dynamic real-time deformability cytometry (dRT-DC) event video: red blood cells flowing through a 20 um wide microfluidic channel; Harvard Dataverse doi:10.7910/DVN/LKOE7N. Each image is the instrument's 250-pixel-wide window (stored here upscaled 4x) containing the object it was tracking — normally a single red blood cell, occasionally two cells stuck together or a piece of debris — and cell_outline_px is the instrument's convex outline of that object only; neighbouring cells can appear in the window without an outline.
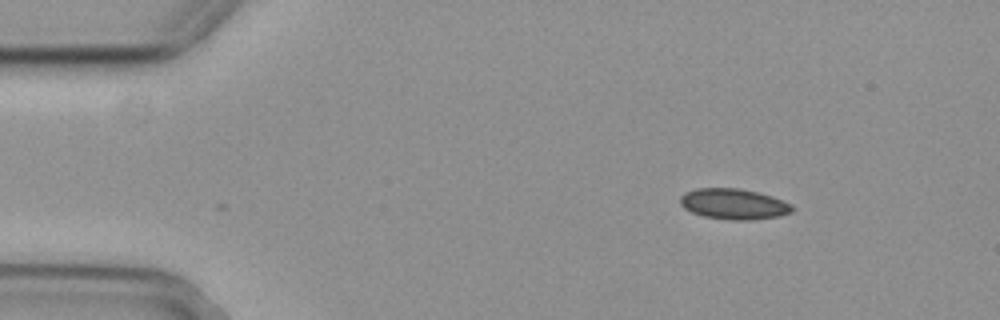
{"species": "common noctule bat (a hibernating species)", "species_latin": "Nyctalus noctula", "temperature_condition": "cold", "stored_images_in_passage": 39, "camera_frame_rate_fps": 3000, "um_per_image_px": 0.085, "animal": {"sex": "female", "body_mass_g": 29.2, "forearm_length_mm": 56.3}, "frame": {"image": 1, "passage_image": 1, "time_ms": 0.0, "image_size_px": [1000, 320], "cell_outline_px": [[792, 212], [780, 216], [752, 220], [728, 220], [704, 216], [692, 212], [684, 208], [680, 204], [680, 196], [696, 188], [740, 188], [772, 196], [792, 204]], "centroid_in_image_um": [62.37, 17.34], "position_along_channel_um": 22.6, "area_um2": 20.0}}
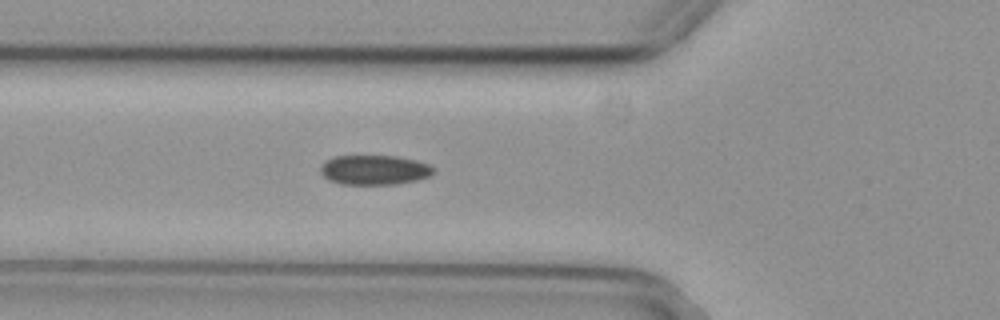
{"frame": {"image": 2, "passage_image": 13, "time_ms": 4.0, "image_size_px": [1000, 320], "cell_outline_px": [[436, 172], [428, 176], [416, 180], [396, 184], [340, 184], [328, 180], [320, 172], [320, 168], [328, 160], [336, 156], [396, 156], [416, 160], [428, 164], [436, 168]], "centroid_in_image_um": [31.85, 14.45], "position_along_channel_um": 93.9, "area_um2": 19.48}}
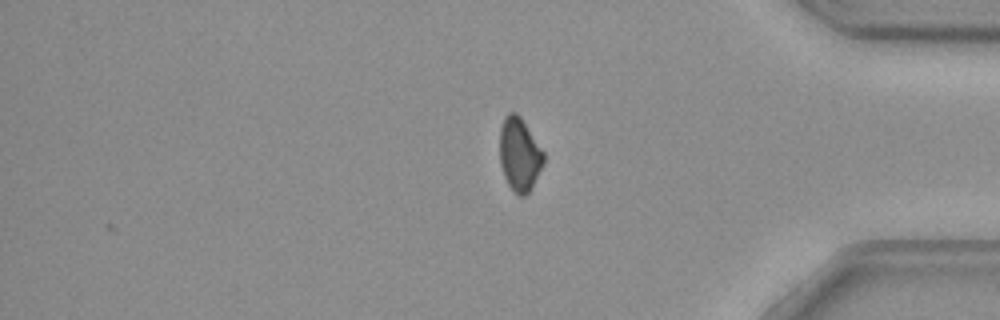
{"frame": {"image": 3, "passage_image": 39, "time_ms": 12.667, "image_size_px": [1000, 320], "cell_outline_px": [[544, 164], [532, 188], [524, 196], [516, 196], [508, 184], [504, 176], [500, 164], [500, 128], [504, 116], [508, 112], [516, 112], [520, 116], [544, 152]], "centroid_in_image_um": [44.15, 13.14], "position_along_channel_um": 391.0, "area_um2": 18.96}, "authors_computed_cell_mechanics": {"area_um2": 20.23, "velocity_mm_per_s": 3.7065, "shape_relaxation_time_tau1_ms": 4.7653, "shape_relaxation_time_tau2_ms": null, "deformation_change_tau1": 0.0744, "deformation_change_tau2": null}}